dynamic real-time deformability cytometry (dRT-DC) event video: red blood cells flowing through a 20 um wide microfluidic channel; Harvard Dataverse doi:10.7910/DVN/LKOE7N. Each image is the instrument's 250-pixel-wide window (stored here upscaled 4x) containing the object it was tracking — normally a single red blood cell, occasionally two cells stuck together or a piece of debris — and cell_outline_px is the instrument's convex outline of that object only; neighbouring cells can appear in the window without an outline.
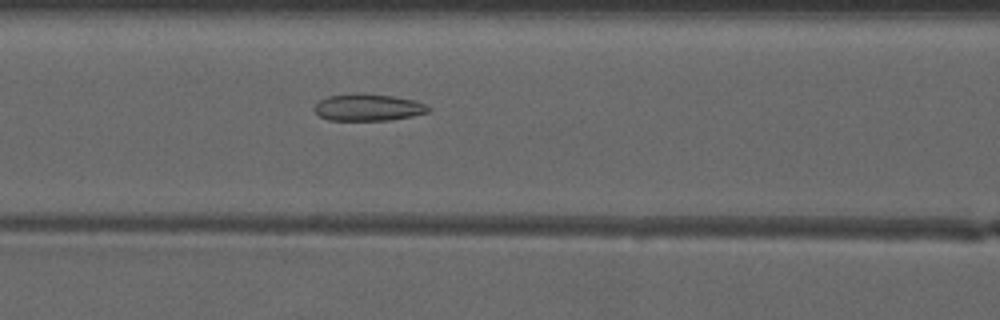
{"species": "common noctule bat (a hibernating species)", "species_latin": "Nyctalus noctula", "temperature_condition": "warm", "stored_images_in_passage": 51, "camera_frame_rate_fps": 3000, "um_per_image_px": 0.085, "animal": {"sex": "male", "forearm_length_mm": 52.5}, "frame": {"image": 1, "passage_image": 23, "time_ms": 7.333, "image_size_px": [1000, 320], "cell_outline_px": [[432, 108], [428, 112], [412, 116], [392, 120], [328, 120], [320, 116], [312, 108], [320, 100], [328, 96], [352, 92], [364, 92], [392, 96], [416, 100]], "centroid_in_image_um": [31.28, 9.11], "position_along_channel_um": 135.3, "area_um2": 18.21}}
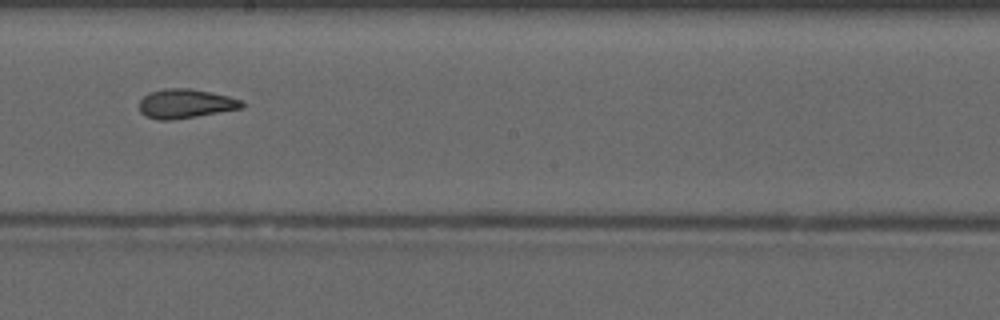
{"frame": {"image": 2, "passage_image": 30, "time_ms": 9.667, "image_size_px": [1000, 320], "cell_outline_px": [[244, 108], [172, 120], [156, 120], [144, 116], [140, 112], [140, 100], [144, 96], [152, 92], [164, 88], [188, 88], [228, 96], [244, 100]], "centroid_in_image_um": [15.77, 8.82], "position_along_channel_um": 232.4, "area_um2": 17.46}}
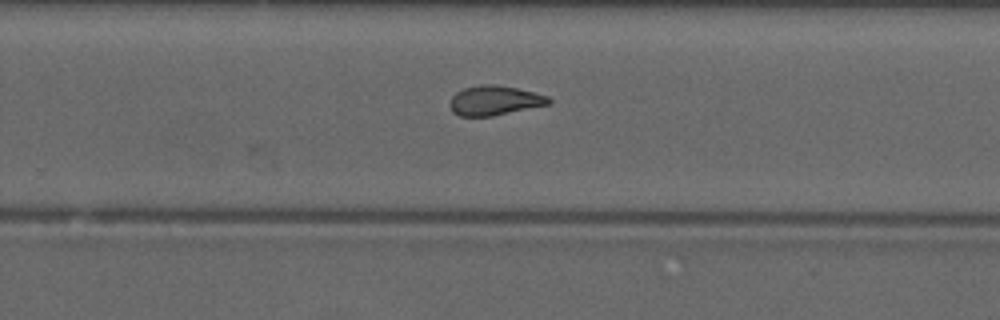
{"frame": {"image": 3, "passage_image": 34, "time_ms": 11.0, "image_size_px": [1000, 320], "cell_outline_px": [[552, 104], [492, 116], [460, 116], [452, 112], [452, 96], [456, 92], [464, 88], [480, 84], [496, 84], [516, 88], [548, 96], [552, 100]], "centroid_in_image_um": [42.08, 8.54], "position_along_channel_um": 287.7, "area_um2": 16.99}, "authors_computed_cell_mechanics": {"area_um2": 18.207, "velocity_mm_per_s": 4.1734, "shape_relaxation_time_tau1_ms": null, "shape_relaxation_time_tau2_ms": 1.6698, "deformation_change_tau1": null, "deformation_change_tau2": 0.1006}}